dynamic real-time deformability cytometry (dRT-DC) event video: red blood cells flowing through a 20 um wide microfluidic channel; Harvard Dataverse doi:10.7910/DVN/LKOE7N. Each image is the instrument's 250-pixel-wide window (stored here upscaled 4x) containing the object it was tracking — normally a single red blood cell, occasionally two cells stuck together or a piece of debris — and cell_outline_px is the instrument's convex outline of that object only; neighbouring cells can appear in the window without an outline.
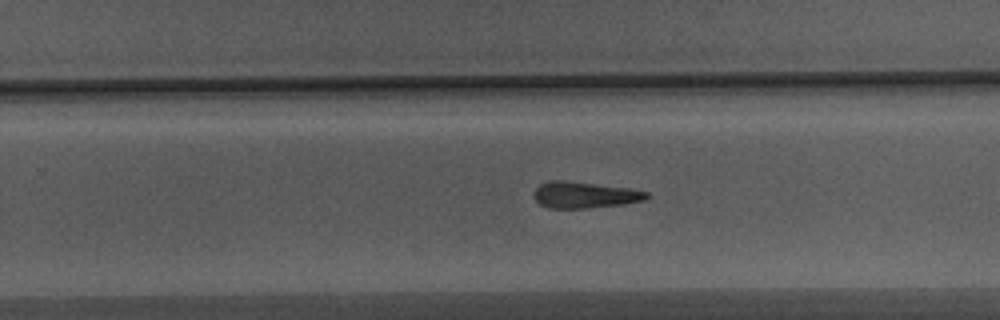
{"species": "Egyptian fruit bat (a non-hibernating species)", "species_latin": "Rousettus aegyptiacus", "temperature_condition": "warm", "stored_images_in_passage": 29, "camera_frame_rate_fps": 3000, "um_per_image_px": 0.085, "animal": {"sex": "male"}, "frame": {"image": 1, "passage_image": 19, "time_ms": 6.0, "image_size_px": [1000, 320], "cell_outline_px": [[652, 196], [644, 200], [624, 204], [584, 208], [548, 208], [540, 204], [532, 196], [532, 192], [540, 184], [548, 180], [564, 180], [628, 188], [648, 192]], "centroid_in_image_um": [49.66, 16.56], "position_along_channel_um": 280.1, "area_um2": 17.4}}
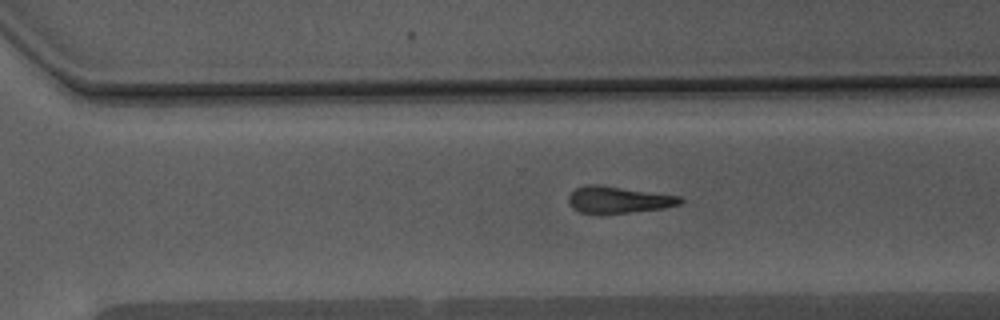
{"frame": {"image": 2, "passage_image": 22, "time_ms": 7.0, "image_size_px": [1000, 320], "cell_outline_px": [[684, 200], [680, 204], [664, 208], [632, 212], [580, 212], [572, 208], [568, 200], [568, 196], [576, 188], [584, 184], [600, 184], [680, 196]], "centroid_in_image_um": [52.57, 16.95], "position_along_channel_um": 318.0, "area_um2": 17.22}, "authors_computed_cell_mechanics": {"area_um2": 17.5712, "velocity_mm_per_s": 3.7954, "shape_relaxation_time_tau1_ms": 5.0641, "shape_relaxation_time_tau2_ms": 10.9199, "deformation_change_tau1": 0.1779, "deformation_change_tau2": 0.3015}}